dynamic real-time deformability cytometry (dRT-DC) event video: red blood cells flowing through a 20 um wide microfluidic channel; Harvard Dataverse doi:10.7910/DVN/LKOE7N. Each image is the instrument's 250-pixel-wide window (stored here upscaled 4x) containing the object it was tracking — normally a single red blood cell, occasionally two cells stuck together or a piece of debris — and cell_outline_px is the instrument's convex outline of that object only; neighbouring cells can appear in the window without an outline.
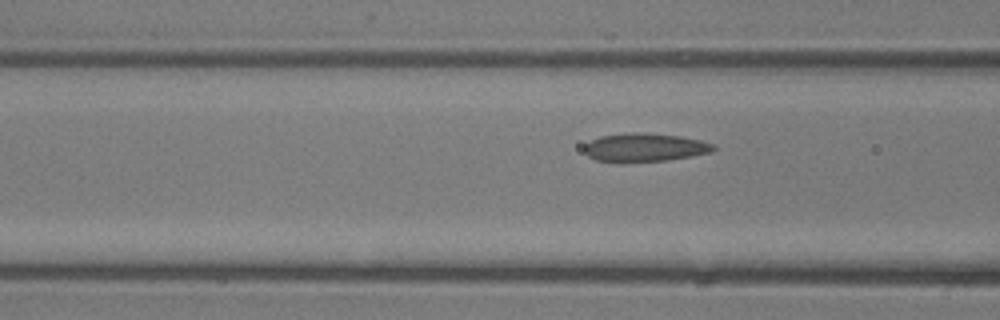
{"species": "common noctule bat (a hibernating species)", "species_latin": "Nyctalus noctula", "temperature_condition": "room temperature", "stored_images_in_passage": 7, "camera_frame_rate_fps": 3000, "um_per_image_px": 0.085, "animal": {"sex": "male", "body_mass_g": 13.3}, "frame": {"image": 1, "passage_image": 7, "time_ms": 2.0, "image_size_px": [1000, 320], "cell_outline_px": [[716, 148], [712, 152], [692, 156], [664, 160], [620, 164], [596, 160], [588, 156], [584, 152], [584, 144], [600, 136], [636, 132], [644, 132], [680, 136], [700, 140], [712, 144]], "centroid_in_image_um": [54.75, 12.55], "position_along_channel_um": 111.9, "area_um2": 21.73}}